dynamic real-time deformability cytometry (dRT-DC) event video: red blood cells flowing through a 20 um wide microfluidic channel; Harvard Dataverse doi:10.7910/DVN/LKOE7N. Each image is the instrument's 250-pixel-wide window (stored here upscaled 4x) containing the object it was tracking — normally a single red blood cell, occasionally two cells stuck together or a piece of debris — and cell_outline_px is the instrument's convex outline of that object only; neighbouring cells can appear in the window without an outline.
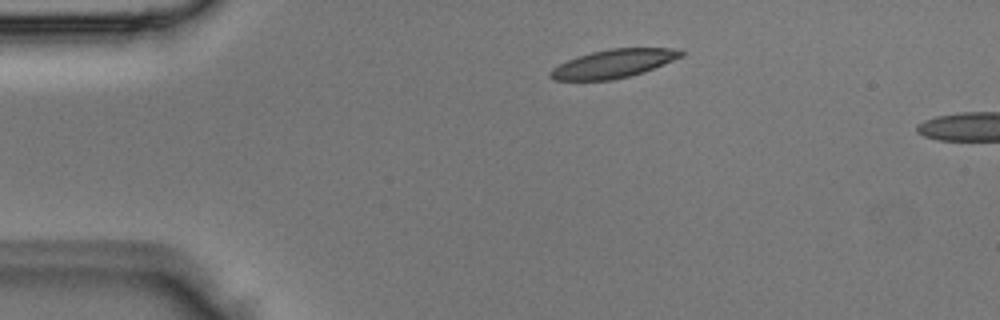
{"species": "Egyptian fruit bat (a non-hibernating species)", "species_latin": "Rousettus aegyptiacus", "temperature_condition": "room temperature", "stored_images_in_passage": 2, "segment_of_instrument_passage": [1, 2], "camera_frame_rate_fps": 3000, "um_per_image_px": 0.085, "animal": {"sex": "male"}, "frame": {"image": 1, "passage_image": 1, "time_ms": 0.0, "image_size_px": [1000, 320], "cell_outline_px": [[684, 56], [644, 72], [612, 80], [552, 80], [548, 76], [548, 72], [552, 68], [576, 56], [592, 52], [612, 48], [680, 48], [684, 52]], "centroid_in_image_um": [52.15, 5.4], "position_along_channel_um": 32.8, "area_um2": 21.73}}